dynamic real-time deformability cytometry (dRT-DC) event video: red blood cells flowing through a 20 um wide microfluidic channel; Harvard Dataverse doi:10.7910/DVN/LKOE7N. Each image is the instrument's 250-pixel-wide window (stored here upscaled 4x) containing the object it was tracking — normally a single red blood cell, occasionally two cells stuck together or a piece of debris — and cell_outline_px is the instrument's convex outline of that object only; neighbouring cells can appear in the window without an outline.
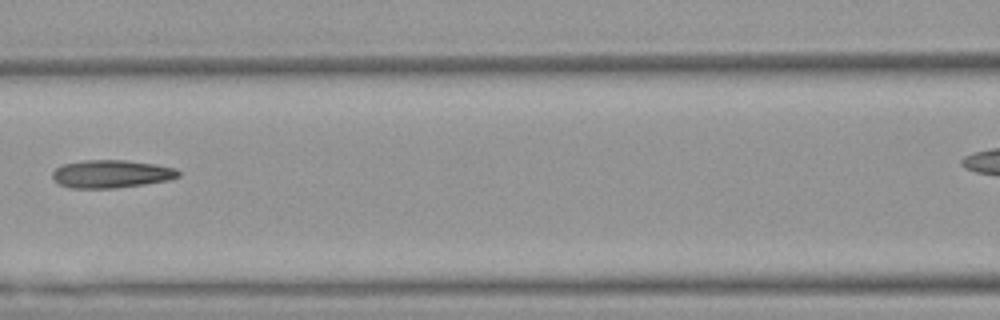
{"species": "Egyptian fruit bat (a non-hibernating species)", "species_latin": "Rousettus aegyptiacus", "temperature_condition": "warm", "stored_images_in_passage": 8, "segment_of_instrument_passage": [1, 2], "camera_frame_rate_fps": 3000, "um_per_image_px": 0.085, "animal": {"sex": "female"}, "frame": {"image": 1, "passage_image": 7, "time_ms": 2.0, "image_size_px": [1000, 320], "cell_outline_px": [[180, 176], [168, 180], [144, 184], [116, 188], [68, 188], [60, 184], [52, 176], [52, 172], [56, 168], [64, 164], [84, 160], [124, 160], [152, 164], [176, 168], [180, 172]], "centroid_in_image_um": [9.46, 14.79], "position_along_channel_um": 157.1, "area_um2": 20.35}}